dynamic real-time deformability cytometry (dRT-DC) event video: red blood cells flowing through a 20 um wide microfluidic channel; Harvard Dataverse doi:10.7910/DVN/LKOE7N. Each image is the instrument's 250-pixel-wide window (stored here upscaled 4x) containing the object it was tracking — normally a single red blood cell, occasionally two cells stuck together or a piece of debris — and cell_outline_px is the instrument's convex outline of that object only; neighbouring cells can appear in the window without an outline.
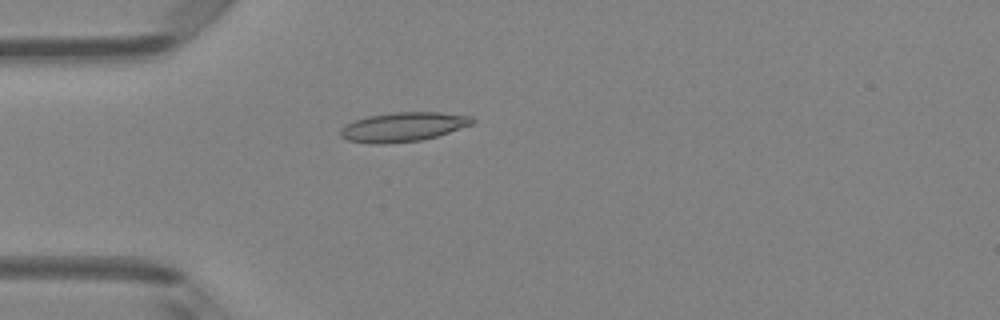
{"species": "Egyptian fruit bat (a non-hibernating species)", "species_latin": "Rousettus aegyptiacus", "temperature_condition": "room temperature", "stored_images_in_passage": 4, "camera_frame_rate_fps": 3000, "um_per_image_px": 0.085, "animal": {"sex": "female"}, "frame": {"image": 1, "passage_image": 4, "time_ms": 3.333, "image_size_px": [1000, 320], "cell_outline_px": [[476, 120], [472, 124], [436, 136], [420, 140], [384, 144], [372, 144], [348, 140], [340, 136], [340, 128], [356, 120], [368, 116], [392, 112], [440, 112], [472, 116]], "centroid_in_image_um": [34.26, 10.78], "position_along_channel_um": 50.7, "area_um2": 22.37}}